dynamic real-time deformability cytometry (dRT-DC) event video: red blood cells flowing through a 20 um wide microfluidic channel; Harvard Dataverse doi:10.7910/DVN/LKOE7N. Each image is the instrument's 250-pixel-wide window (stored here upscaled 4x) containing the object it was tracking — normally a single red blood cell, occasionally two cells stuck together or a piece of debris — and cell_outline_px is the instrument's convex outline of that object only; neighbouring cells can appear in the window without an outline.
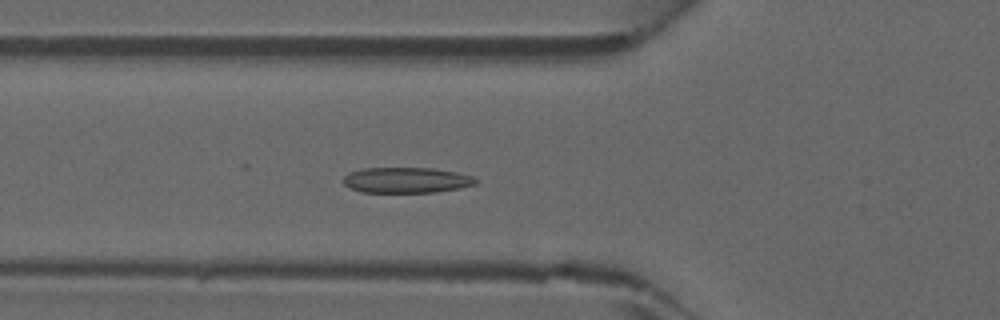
{"species": "common noctule bat (a hibernating species)", "species_latin": "Nyctalus noctula", "temperature_condition": "warm", "stored_images_in_passage": 16, "camera_frame_rate_fps": 3000, "um_per_image_px": 0.085, "animal": {"sex": "male", "forearm_length_mm": 52.5}, "frame": {"image": 1, "passage_image": 8, "time_ms": 2.333, "image_size_px": [1000, 320], "cell_outline_px": [[480, 180], [476, 184], [460, 188], [436, 192], [360, 192], [344, 184], [344, 176], [348, 172], [360, 168], [432, 168], [456, 172], [472, 176]], "centroid_in_image_um": [34.56, 15.3], "position_along_channel_um": 91.2, "area_um2": 19.83}}
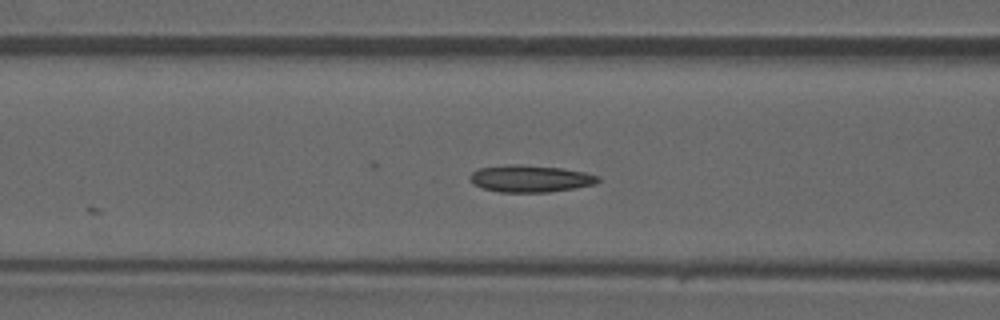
{"frame": {"image": 2, "passage_image": 10, "time_ms": 3.0, "image_size_px": [1000, 320], "cell_outline_px": [[600, 180], [596, 184], [548, 192], [500, 192], [484, 188], [472, 184], [468, 176], [472, 172], [480, 168], [508, 164], [520, 164], [560, 168], [584, 172], [600, 176]], "centroid_in_image_um": [45.05, 15.18], "position_along_channel_um": 121.5, "area_um2": 20.11}}
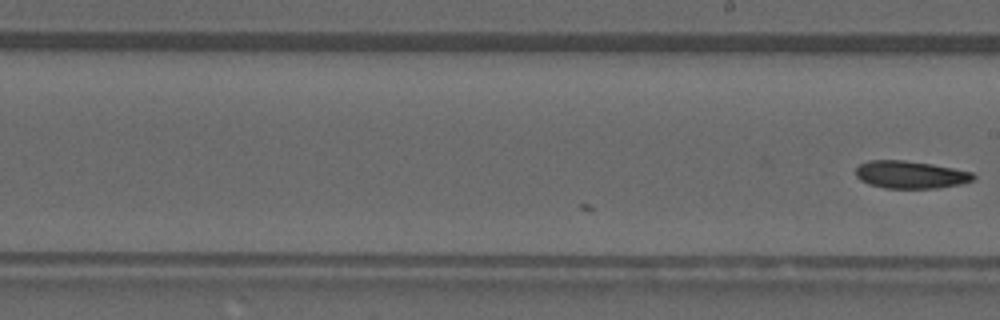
{"frame": {"image": 3, "passage_image": 16, "time_ms": 5.0, "image_size_px": [1000, 320], "cell_outline_px": [[976, 176], [972, 180], [960, 184], [936, 188], [884, 188], [868, 184], [860, 180], [856, 176], [856, 168], [860, 164], [868, 160], [904, 160], [932, 164], [972, 172]], "centroid_in_image_um": [77.36, 14.84], "position_along_channel_um": 211.6, "area_um2": 18.84}}